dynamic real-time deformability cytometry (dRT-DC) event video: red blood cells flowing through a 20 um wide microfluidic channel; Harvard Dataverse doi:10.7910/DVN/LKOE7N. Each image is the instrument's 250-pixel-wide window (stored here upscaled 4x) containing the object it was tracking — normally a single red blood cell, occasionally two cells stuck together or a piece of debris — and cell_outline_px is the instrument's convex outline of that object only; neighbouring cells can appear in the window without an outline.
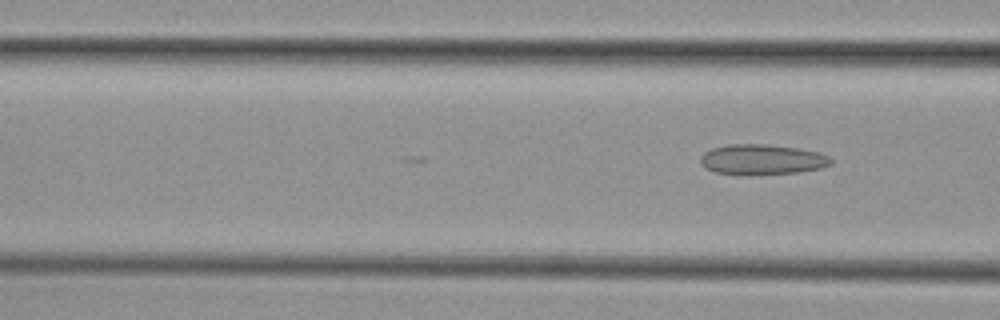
{"species": "common noctule bat (a hibernating species)", "species_latin": "Nyctalus noctula", "temperature_condition": "cold", "stored_images_in_passage": 19, "camera_frame_rate_fps": 3000, "um_per_image_px": 0.085, "animal": {"sex": "female", "body_mass_g": 29.2, "forearm_length_mm": 56.3}, "frame": {"image": 1, "passage_image": 19, "time_ms": 6.0, "image_size_px": [1000, 320], "cell_outline_px": [[832, 164], [820, 168], [796, 172], [716, 172], [708, 168], [700, 160], [700, 156], [704, 152], [712, 148], [728, 144], [764, 144], [796, 148], [820, 152], [828, 156], [832, 160]], "centroid_in_image_um": [64.82, 13.5], "position_along_channel_um": 101.8, "area_um2": 21.91}}